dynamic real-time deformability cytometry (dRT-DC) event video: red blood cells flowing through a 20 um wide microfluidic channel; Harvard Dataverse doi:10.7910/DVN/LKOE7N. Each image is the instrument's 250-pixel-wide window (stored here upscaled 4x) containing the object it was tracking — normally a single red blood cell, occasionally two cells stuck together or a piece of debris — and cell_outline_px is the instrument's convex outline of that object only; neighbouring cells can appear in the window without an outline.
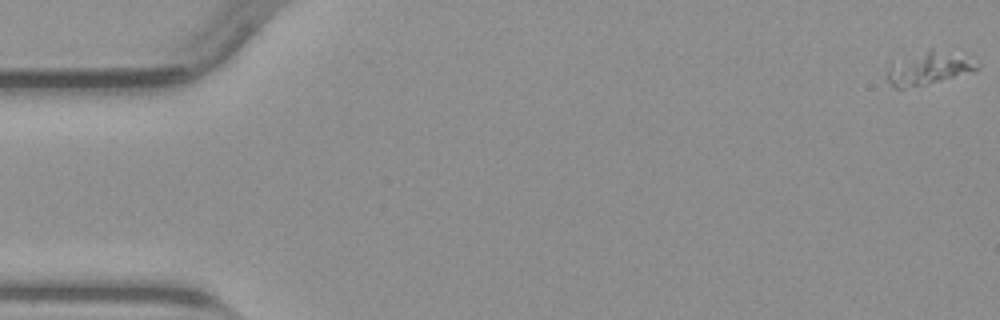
{"species": "common noctule bat (a hibernating species)", "species_latin": "Nyctalus noctula", "temperature_condition": "warm", "stored_images_in_passage": 52, "camera_frame_rate_fps": 3000, "um_per_image_px": 0.085, "animal": {"sex": "male", "body_mass_g": 23.1, "forearm_length_mm": 52.7}, "frame": {"image": 1, "passage_image": 1, "time_ms": 0.0, "image_size_px": [1000, 320], "cell_outline_px": [[980, 68], [952, 76], [904, 88], [892, 88], [888, 80], [888, 68], [892, 60], [928, 48], [932, 48], [980, 64]], "centroid_in_image_um": [78.75, 5.77], "position_along_channel_um": 6.2, "area_um2": 16.36}}
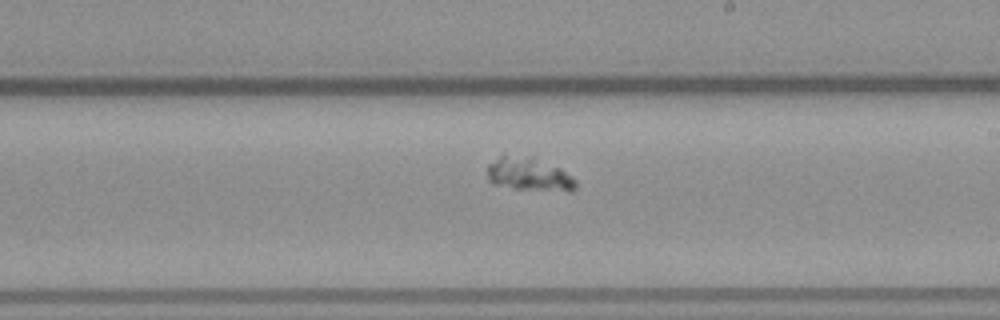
{"frame": {"image": 2, "passage_image": 30, "time_ms": 9.667, "image_size_px": [1000, 320], "cell_outline_px": [[576, 188], [572, 192], [568, 192], [512, 188], [492, 184], [488, 180], [488, 164], [504, 152], [532, 156], [560, 168], [572, 176], [576, 180]], "centroid_in_image_um": [44.95, 14.79], "position_along_channel_um": 244.1, "area_um2": 17.8}}
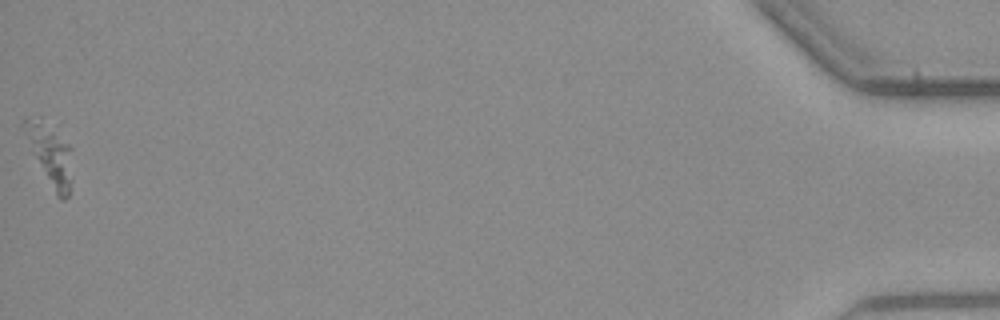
{"frame": {"image": 3, "passage_image": 52, "time_ms": 17.0, "image_size_px": [1000, 320], "cell_outline_px": [[72, 180], [68, 196], [64, 200], [60, 200], [56, 196], [36, 156], [24, 120], [40, 116], [72, 148]], "centroid_in_image_um": [4.41, 13.21], "position_along_channel_um": 430.8, "area_um2": 15.9}}